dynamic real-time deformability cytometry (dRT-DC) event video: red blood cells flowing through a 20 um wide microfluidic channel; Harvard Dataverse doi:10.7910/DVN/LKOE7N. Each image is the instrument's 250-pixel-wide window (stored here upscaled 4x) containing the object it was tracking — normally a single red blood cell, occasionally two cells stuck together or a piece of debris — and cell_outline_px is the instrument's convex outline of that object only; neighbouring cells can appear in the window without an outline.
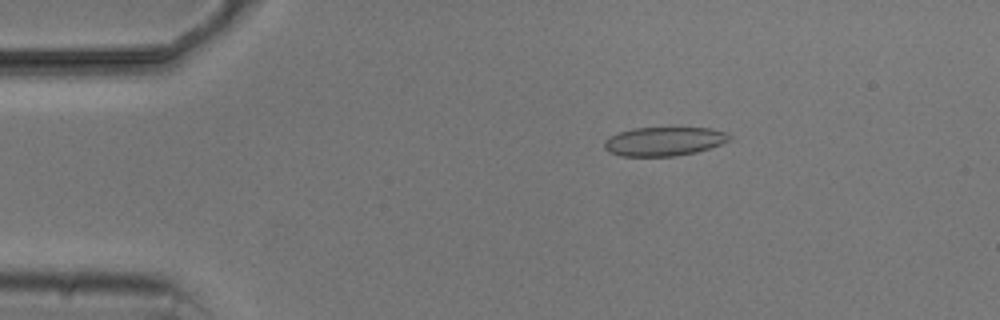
{"species": "common noctule bat (a hibernating species)", "species_latin": "Nyctalus noctula", "temperature_condition": "cold", "stored_images_in_passage": 5, "camera_frame_rate_fps": 3000, "um_per_image_px": 0.085, "animal": {"sex": "male", "body_mass_g": 20.5, "forearm_length_mm": 52.5}, "frame": {"image": 1, "passage_image": 3, "time_ms": 2.333, "image_size_px": [1000, 320], "cell_outline_px": [[732, 140], [696, 152], [676, 156], [620, 156], [608, 152], [604, 148], [604, 140], [608, 136], [620, 132], [636, 128], [712, 128], [728, 132], [732, 136]], "centroid_in_image_um": [56.45, 12.02], "position_along_channel_um": 28.5, "area_um2": 21.21}}
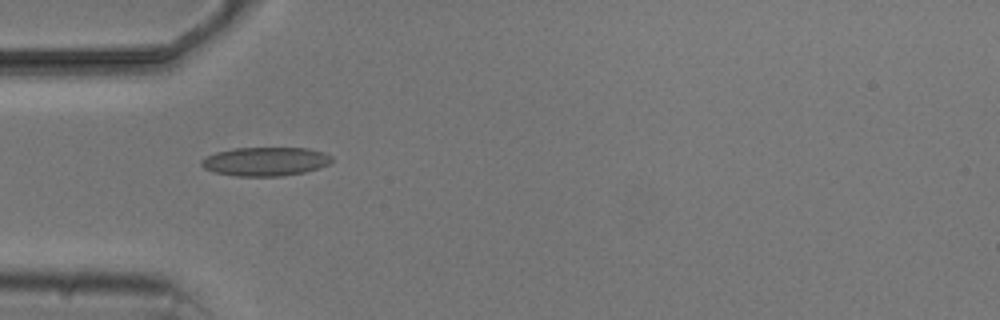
{"frame": {"image": 2, "passage_image": 5, "time_ms": 4.667, "image_size_px": [1000, 320], "cell_outline_px": [[332, 160], [328, 164], [304, 172], [280, 176], [236, 176], [212, 172], [204, 168], [200, 164], [200, 160], [216, 152], [232, 148], [308, 148], [324, 152], [332, 156]], "centroid_in_image_um": [22.52, 13.72], "position_along_channel_um": 62.5, "area_um2": 21.85}}